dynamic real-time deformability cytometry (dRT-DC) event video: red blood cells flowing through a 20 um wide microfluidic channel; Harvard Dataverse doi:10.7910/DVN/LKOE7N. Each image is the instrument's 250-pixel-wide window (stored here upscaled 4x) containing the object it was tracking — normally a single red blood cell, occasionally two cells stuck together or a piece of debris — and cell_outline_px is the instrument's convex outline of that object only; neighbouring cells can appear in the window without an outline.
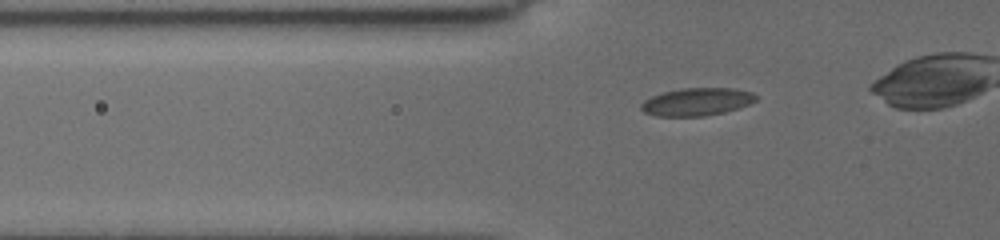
{"species": "common noctule bat (a hibernating species)", "species_latin": "Nyctalus noctula", "temperature_condition": "cold", "stored_images_in_passage": 24, "camera_frame_rate_fps": 3000, "um_per_image_px": 0.085, "animal": {"sex": "female", "body_mass_g": 19.5, "forearm_length_mm": 54.1}, "frame": {"image": 1, "passage_image": 12, "time_ms": 3.333, "image_size_px": [1000, 240], "cell_outline_px": [[756, 100], [748, 104], [724, 112], [704, 116], [656, 116], [644, 112], [640, 108], [640, 104], [644, 100], [652, 96], [664, 92], [680, 88], [736, 88], [752, 92], [756, 96]], "centroid_in_image_um": [59.2, 8.65], "position_along_channel_um": 66.6, "area_um2": 18.5}}
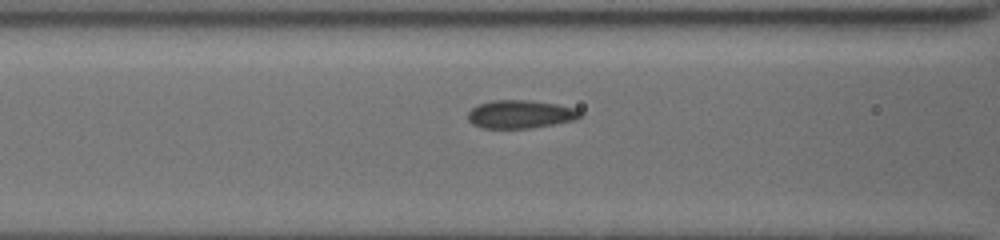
{"frame": {"image": 2, "passage_image": 18, "time_ms": 5.0, "image_size_px": [1000, 240], "cell_outline_px": [[580, 116], [576, 120], [528, 128], [484, 128], [472, 124], [468, 120], [468, 112], [472, 108], [480, 104], [492, 100], [528, 100], [556, 104], [576, 108], [580, 112]], "centroid_in_image_um": [44.21, 9.71], "position_along_channel_um": 122.4, "area_um2": 18.26}}
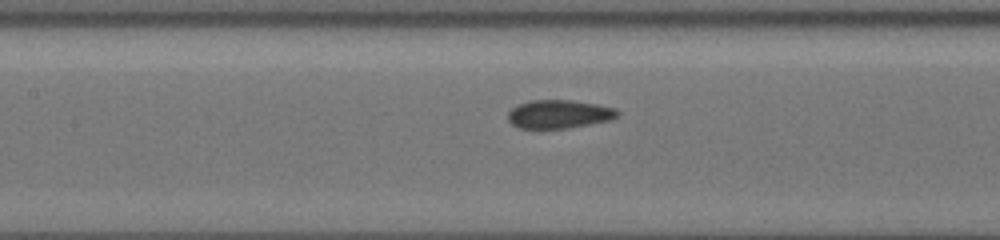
{"frame": {"image": 3, "passage_image": 21, "time_ms": 6.0, "image_size_px": [1000, 240], "cell_outline_px": [[620, 112], [616, 116], [608, 120], [568, 128], [516, 128], [508, 120], [508, 112], [512, 108], [520, 104], [532, 100], [572, 100], [596, 104], [616, 108]], "centroid_in_image_um": [47.49, 9.7], "position_along_channel_um": 159.9, "area_um2": 17.98}}